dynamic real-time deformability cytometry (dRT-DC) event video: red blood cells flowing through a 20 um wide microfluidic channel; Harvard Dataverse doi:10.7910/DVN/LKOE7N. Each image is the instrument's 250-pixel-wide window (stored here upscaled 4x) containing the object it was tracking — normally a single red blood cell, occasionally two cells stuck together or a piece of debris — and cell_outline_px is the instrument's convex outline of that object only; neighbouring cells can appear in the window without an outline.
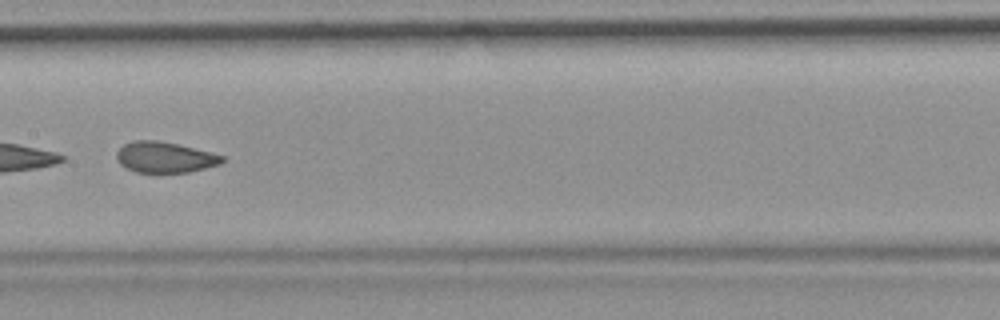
{"species": "common noctule bat (a hibernating species)", "species_latin": "Nyctalus noctula", "temperature_condition": "room temperature", "stored_images_in_passage": 9, "camera_frame_rate_fps": 3000, "um_per_image_px": 0.085, "animal": {"sex": "female", "body_mass_g": 19.9}, "frame": {"image": 1, "passage_image": 7, "time_ms": 2.0, "image_size_px": [1000, 320], "cell_outline_px": [[224, 160], [220, 164], [188, 172], [156, 176], [136, 172], [120, 164], [116, 156], [116, 152], [124, 144], [136, 140], [156, 140], [176, 144], [212, 152], [224, 156]], "centroid_in_image_um": [14.0, 13.41], "position_along_channel_um": 193.4, "area_um2": 19.48}}